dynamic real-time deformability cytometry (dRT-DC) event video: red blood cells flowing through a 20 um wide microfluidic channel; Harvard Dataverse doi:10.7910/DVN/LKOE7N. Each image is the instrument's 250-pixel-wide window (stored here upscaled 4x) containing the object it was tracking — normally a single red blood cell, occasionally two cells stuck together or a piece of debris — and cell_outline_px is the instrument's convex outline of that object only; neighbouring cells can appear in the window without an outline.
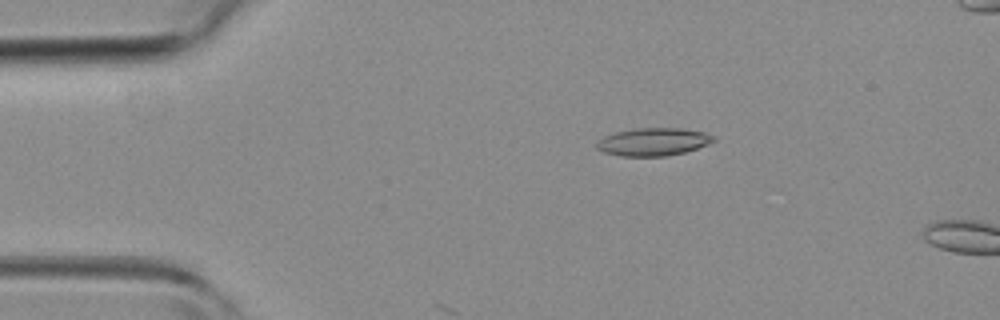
{"species": "common noctule bat (a hibernating species)", "species_latin": "Nyctalus noctula", "temperature_condition": "room temperature", "stored_images_in_passage": 6, "camera_frame_rate_fps": 3000, "um_per_image_px": 0.085, "animal": {"sex": "female", "body_mass_g": 19.3, "forearm_length_mm": 54.1}, "frame": {"image": 1, "passage_image": 2, "time_ms": 1.333, "image_size_px": [1000, 320], "cell_outline_px": [[716, 140], [708, 144], [684, 152], [664, 156], [620, 156], [604, 152], [596, 148], [596, 144], [604, 136], [616, 132], [636, 128], [680, 128], [704, 132], [716, 136]], "centroid_in_image_um": [55.54, 12.05], "position_along_channel_um": 29.5, "area_um2": 18.84}}
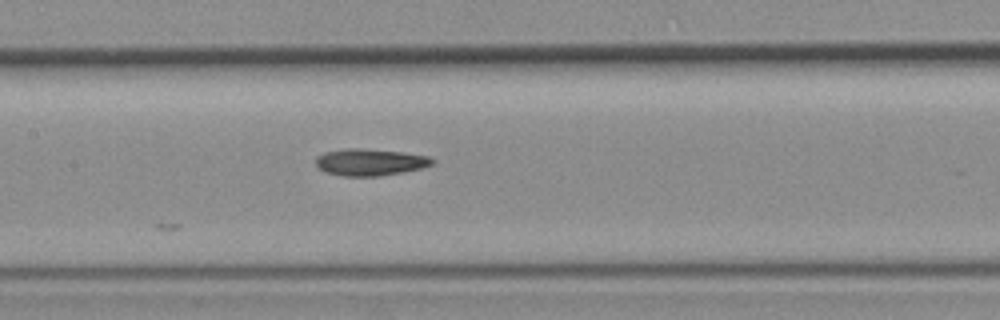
{"frame": {"image": 2, "passage_image": 6, "time_ms": 5.667, "image_size_px": [1000, 320], "cell_outline_px": [[436, 160], [432, 164], [424, 168], [404, 172], [380, 176], [344, 176], [324, 172], [316, 164], [316, 156], [324, 152], [344, 148], [360, 148], [404, 152], [428, 156]], "centroid_in_image_um": [31.47, 13.78], "position_along_channel_um": 175.9, "area_um2": 18.44}}